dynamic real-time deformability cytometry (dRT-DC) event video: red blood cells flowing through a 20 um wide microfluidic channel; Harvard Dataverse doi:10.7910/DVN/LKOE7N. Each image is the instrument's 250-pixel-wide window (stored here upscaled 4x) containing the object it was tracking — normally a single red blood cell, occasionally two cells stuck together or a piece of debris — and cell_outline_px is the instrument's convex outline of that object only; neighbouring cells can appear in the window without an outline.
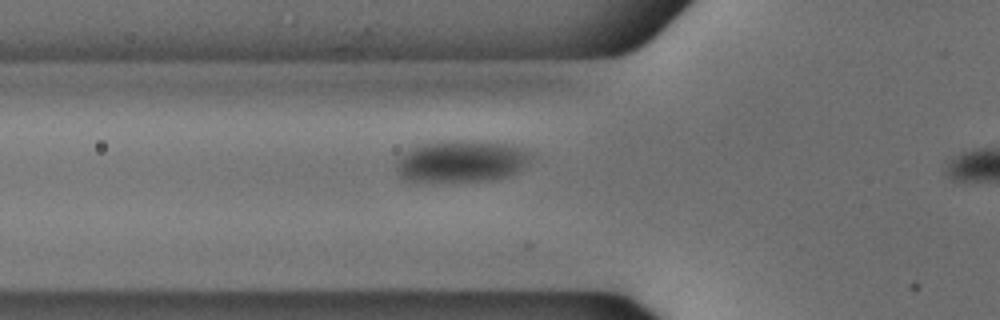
{"species": "common noctule bat (a hibernating species)", "species_latin": "Nyctalus noctula", "temperature_condition": "cold", "stored_images_in_passage": 8, "camera_frame_rate_fps": 3000, "um_per_image_px": 0.085, "animal": {"sex": "male", "body_mass_g": 18.8}, "frame": {"image": 1, "passage_image": 6, "time_ms": 1.667, "image_size_px": [1000, 320], "cell_outline_px": [[532, 156], [524, 168], [508, 176], [492, 180], [436, 184], [404, 180], [396, 172], [396, 160], [404, 152], [420, 144], [436, 140], [476, 140], [512, 144], [524, 148], [532, 152]], "centroid_in_image_um": [39.19, 13.72], "position_along_channel_um": 86.6, "area_um2": 34.45}}